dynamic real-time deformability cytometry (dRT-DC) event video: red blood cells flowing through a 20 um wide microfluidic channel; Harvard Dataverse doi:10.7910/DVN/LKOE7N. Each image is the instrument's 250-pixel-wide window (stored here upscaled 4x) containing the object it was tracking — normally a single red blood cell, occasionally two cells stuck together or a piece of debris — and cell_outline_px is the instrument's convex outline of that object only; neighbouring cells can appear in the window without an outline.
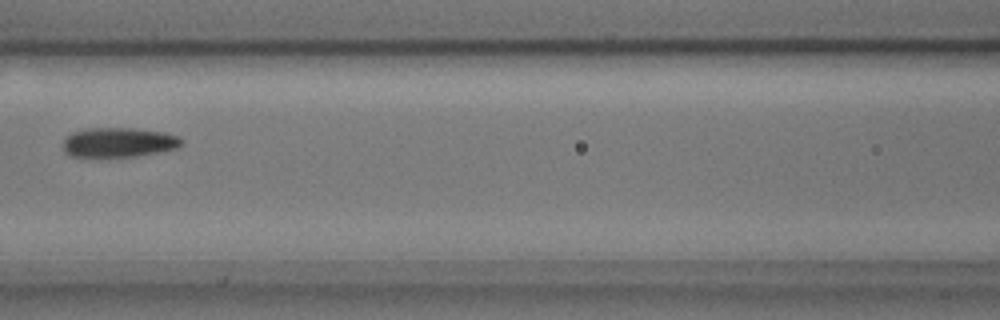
{"species": "common noctule bat (a hibernating species)", "species_latin": "Nyctalus noctula", "temperature_condition": "cold", "stored_images_in_passage": 5, "camera_frame_rate_fps": 3000, "um_per_image_px": 0.085, "animal": {"sex": "male", "body_mass_g": 17.9, "forearm_length_mm": 54.2}, "frame": {"image": 1, "passage_image": 3, "time_ms": 0.667, "image_size_px": [1000, 320], "cell_outline_px": [[184, 144], [176, 148], [136, 156], [72, 156], [64, 152], [64, 140], [72, 132], [88, 128], [132, 128], [164, 132], [180, 136], [184, 140]], "centroid_in_image_um": [10.13, 12.09], "position_along_channel_um": 156.5, "area_um2": 20.29}}
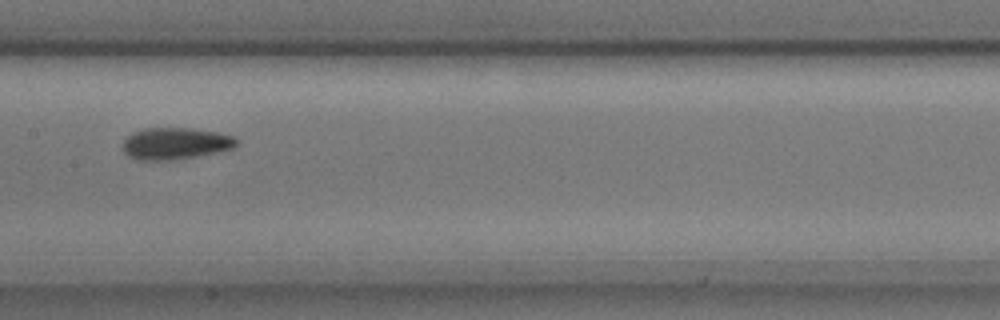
{"frame": {"image": 2, "passage_image": 4, "time_ms": 1.0, "image_size_px": [1000, 320], "cell_outline_px": [[240, 140], [232, 148], [216, 152], [196, 156], [168, 160], [136, 160], [128, 156], [124, 152], [124, 140], [132, 132], [144, 128], [192, 128], [216, 132], [232, 136]], "centroid_in_image_um": [14.88, 12.19], "position_along_channel_um": 192.5, "area_um2": 20.92}}
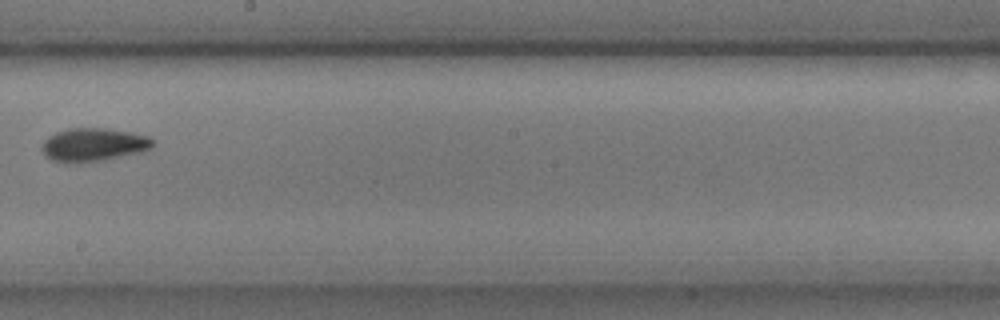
{"frame": {"image": 3, "passage_image": 5, "time_ms": 1.333, "image_size_px": [1000, 320], "cell_outline_px": [[156, 144], [152, 148], [140, 152], [100, 160], [76, 164], [72, 164], [52, 160], [44, 156], [40, 148], [44, 140], [48, 136], [56, 132], [72, 128], [108, 128], [132, 132], [148, 136], [156, 140]], "centroid_in_image_um": [7.94, 12.3], "position_along_channel_um": 240.3, "area_um2": 21.85}}